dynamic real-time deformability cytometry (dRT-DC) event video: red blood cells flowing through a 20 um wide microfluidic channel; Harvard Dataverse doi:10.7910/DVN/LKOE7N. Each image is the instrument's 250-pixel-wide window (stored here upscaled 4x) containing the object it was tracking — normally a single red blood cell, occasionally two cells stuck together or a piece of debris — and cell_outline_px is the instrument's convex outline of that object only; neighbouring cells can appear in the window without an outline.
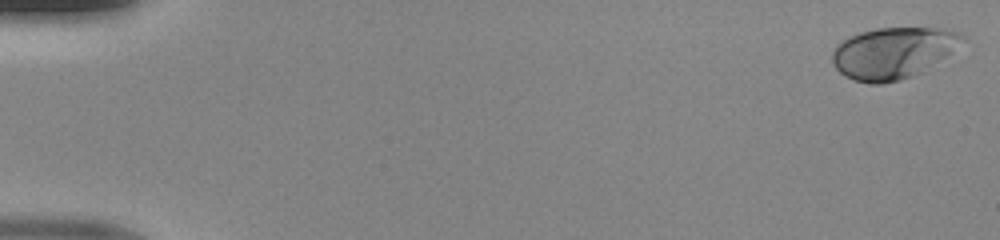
{"species": "human", "species_latin": "Homo sapiens", "temperature_condition": "room temperature", "stored_images_in_passage": 49, "camera_frame_rate_fps": 3000, "um_per_image_px": 0.085, "donor": {"sex": "male"}, "frame": {"image": 1, "passage_image": 1, "time_ms": 0.0, "image_size_px": [1000, 240], "cell_outline_px": [[968, 40], [920, 72], [912, 76], [900, 80], [880, 84], [868, 84], [844, 76], [832, 64], [832, 52], [836, 44], [840, 40], [848, 36], [860, 32], [876, 28], [940, 28], [960, 32]], "centroid_in_image_um": [75.87, 4.48], "position_along_channel_um": 9.1, "area_um2": 38.96}}
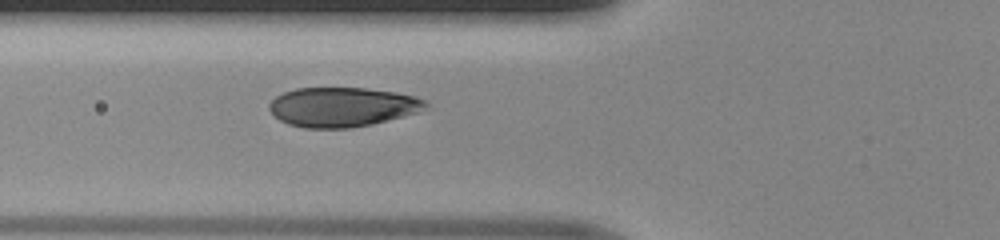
{"frame": {"image": 2, "passage_image": 19, "time_ms": 6.0, "image_size_px": [1000, 240], "cell_outline_px": [[428, 104], [416, 112], [404, 116], [372, 124], [348, 128], [304, 128], [288, 124], [280, 120], [268, 108], [268, 104], [276, 96], [284, 92], [296, 88], [368, 88], [396, 92], [412, 96], [424, 100]], "centroid_in_image_um": [29.05, 9.09], "position_along_channel_um": 96.8, "area_um2": 35.72}}
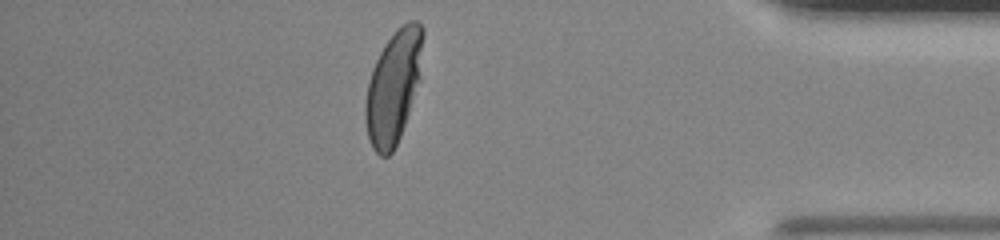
{"frame": {"image": 3, "passage_image": 43, "time_ms": 14.0, "image_size_px": [1000, 240], "cell_outline_px": [[424, 36], [420, 80], [400, 136], [392, 152], [388, 156], [380, 156], [372, 148], [368, 136], [364, 120], [364, 104], [368, 84], [372, 68], [384, 44], [396, 28], [408, 20], [416, 20], [424, 28]], "centroid_in_image_um": [33.45, 7.34], "position_along_channel_um": 401.8, "area_um2": 38.15}}